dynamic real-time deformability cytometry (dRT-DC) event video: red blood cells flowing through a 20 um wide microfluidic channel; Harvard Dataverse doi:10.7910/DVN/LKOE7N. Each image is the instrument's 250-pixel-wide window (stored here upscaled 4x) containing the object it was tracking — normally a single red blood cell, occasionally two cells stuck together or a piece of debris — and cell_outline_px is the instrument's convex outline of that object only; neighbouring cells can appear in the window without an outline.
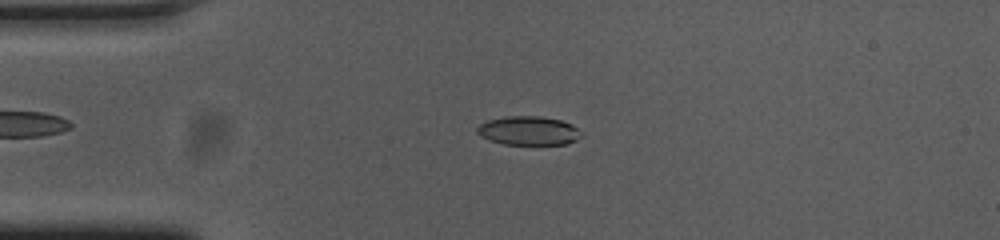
{"species": "common noctule bat (a hibernating species)", "species_latin": "Nyctalus noctula", "temperature_condition": "cold", "stored_images_in_passage": 54, "camera_frame_rate_fps": 3000, "um_per_image_px": 0.085, "animal": {"sex": "female", "body_mass_g": 23.0, "forearm_length_mm": 53.4}, "frame": {"image": 1, "passage_image": 12, "time_ms": 3.667, "image_size_px": [1000, 240], "cell_outline_px": [[584, 132], [576, 140], [564, 144], [504, 144], [480, 136], [476, 132], [476, 128], [480, 124], [488, 120], [508, 116], [540, 116], [560, 120], [572, 124]], "centroid_in_image_um": [44.94, 11.1], "position_along_channel_um": 40.1, "area_um2": 17.46}}
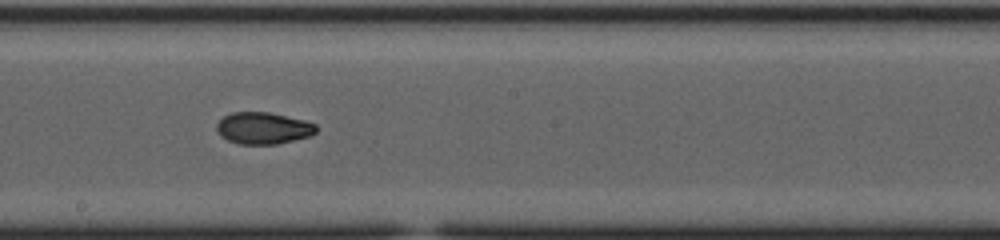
{"frame": {"image": 2, "passage_image": 29, "time_ms": 9.333, "image_size_px": [1000, 240], "cell_outline_px": [[316, 132], [308, 136], [276, 144], [240, 144], [228, 140], [220, 136], [216, 128], [216, 124], [224, 116], [232, 112], [268, 112], [304, 120], [316, 124]], "centroid_in_image_um": [22.34, 10.89], "position_along_channel_um": 225.9, "area_um2": 18.26}}
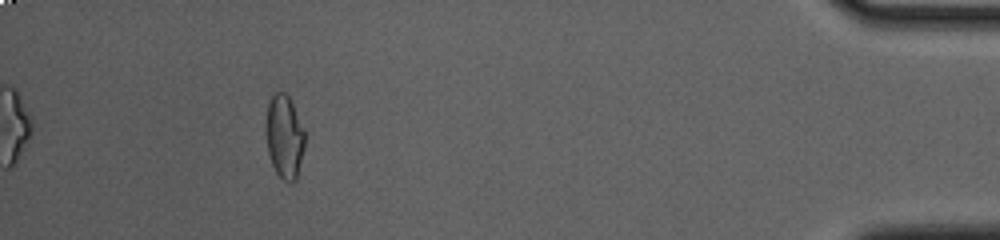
{"frame": {"image": 3, "passage_image": 49, "time_ms": 16.0, "image_size_px": [1000, 240], "cell_outline_px": [[304, 148], [296, 180], [292, 184], [284, 180], [276, 172], [272, 164], [268, 152], [268, 104], [272, 96], [276, 92], [284, 92], [288, 96], [304, 128]], "centroid_in_image_um": [24.21, 11.66], "position_along_channel_um": 411.0, "area_um2": 18.26}, "authors_computed_cell_mechanics": {"area_um2": 18.5538, "velocity_mm_per_s": 3.7283, "shape_relaxation_time_tau1_ms": 6.1126, "shape_relaxation_time_tau2_ms": 2.3015, "deformation_change_tau1": 0.1527, "deformation_change_tau2": 0.066}}